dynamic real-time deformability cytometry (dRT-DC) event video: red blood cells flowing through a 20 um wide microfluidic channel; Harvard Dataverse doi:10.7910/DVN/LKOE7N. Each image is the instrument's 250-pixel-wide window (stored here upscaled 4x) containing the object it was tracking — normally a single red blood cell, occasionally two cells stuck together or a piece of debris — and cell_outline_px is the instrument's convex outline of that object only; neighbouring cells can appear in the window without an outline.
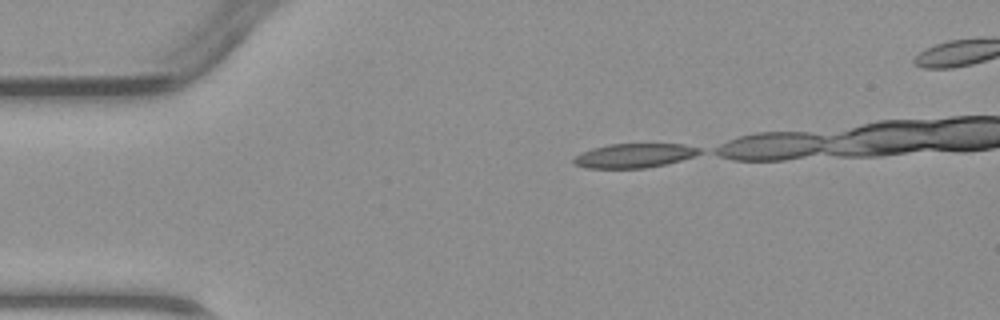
{"species": "common noctule bat (a hibernating species)", "species_latin": "Nyctalus noctula", "temperature_condition": "warm", "stored_images_in_passage": 3, "camera_frame_rate_fps": 3000, "um_per_image_px": 0.085, "animal": {"sex": "male", "body_mass_g": 23.1, "forearm_length_mm": 52.7}, "frame": {"image": 1, "passage_image": 1, "time_ms": 0.0, "image_size_px": [1000, 320], "cell_outline_px": [[704, 152], [696, 156], [648, 168], [588, 168], [576, 164], [572, 160], [576, 156], [592, 148], [608, 144], [684, 144], [700, 148]], "centroid_in_image_um": [53.97, 13.22], "position_along_channel_um": 31.0, "area_um2": 17.69}}